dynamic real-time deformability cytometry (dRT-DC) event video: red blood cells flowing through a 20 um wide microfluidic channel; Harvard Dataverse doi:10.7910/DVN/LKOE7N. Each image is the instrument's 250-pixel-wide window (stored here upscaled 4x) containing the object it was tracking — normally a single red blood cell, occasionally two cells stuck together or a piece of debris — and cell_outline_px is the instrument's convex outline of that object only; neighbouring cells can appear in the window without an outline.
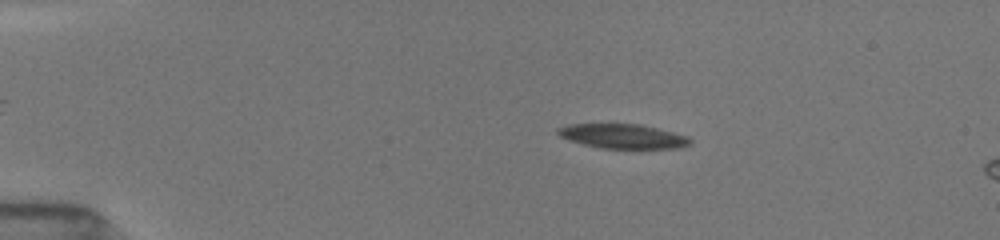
{"species": "common noctule bat (a hibernating species)", "species_latin": "Nyctalus noctula", "temperature_condition": "room temperature", "stored_images_in_passage": 63, "camera_frame_rate_fps": 3000, "um_per_image_px": 0.085, "animal": {"sex": "female", "body_mass_g": 19.5, "forearm_length_mm": 54.1}, "frame": {"image": 1, "passage_image": 11, "time_ms": 3.667, "image_size_px": [1000, 240], "cell_outline_px": [[692, 144], [680, 148], [600, 148], [568, 140], [560, 136], [556, 132], [556, 128], [568, 124], [640, 124], [688, 136], [692, 140]], "centroid_in_image_um": [52.94, 11.58], "position_along_channel_um": 32.1, "area_um2": 18.84}}
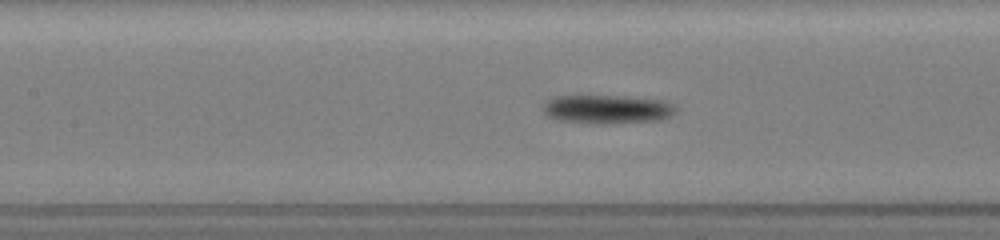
{"frame": {"image": 2, "passage_image": 26, "time_ms": 8.667, "image_size_px": [1000, 240], "cell_outline_px": [[676, 112], [660, 120], [608, 124], [596, 124], [552, 120], [544, 112], [544, 104], [552, 96], [628, 96], [664, 100], [676, 104]], "centroid_in_image_um": [51.62, 9.29], "position_along_channel_um": 155.8, "area_um2": 22.66}}
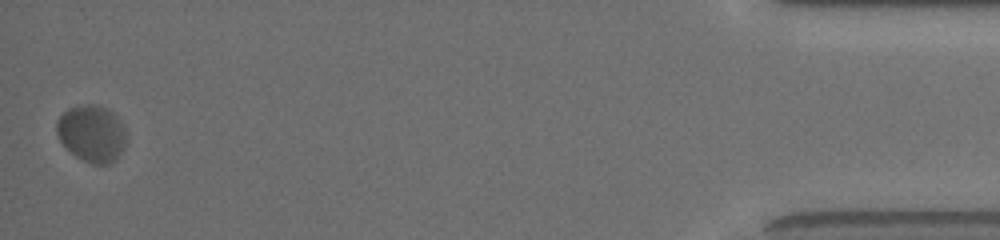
{"frame": {"image": 3, "passage_image": 63, "time_ms": 18.0, "image_size_px": [1000, 240], "cell_outline_px": [[124, 148], [116, 160], [108, 164], [92, 164], [76, 156], [60, 140], [56, 132], [56, 124], [60, 116], [68, 108], [76, 104], [92, 104], [104, 108], [112, 112], [124, 128]], "centroid_in_image_um": [7.78, 11.34], "position_along_channel_um": 427.4, "area_um2": 22.72}, "authors_computed_cell_mechanics": {"area_um2": 21.5016, "velocity_mm_per_s": 3.7928, "shape_relaxation_time_tau1_ms": 5.1531, "shape_relaxation_time_tau2_ms": null, "deformation_change_tau1": 0.1547, "deformation_change_tau2": null}}